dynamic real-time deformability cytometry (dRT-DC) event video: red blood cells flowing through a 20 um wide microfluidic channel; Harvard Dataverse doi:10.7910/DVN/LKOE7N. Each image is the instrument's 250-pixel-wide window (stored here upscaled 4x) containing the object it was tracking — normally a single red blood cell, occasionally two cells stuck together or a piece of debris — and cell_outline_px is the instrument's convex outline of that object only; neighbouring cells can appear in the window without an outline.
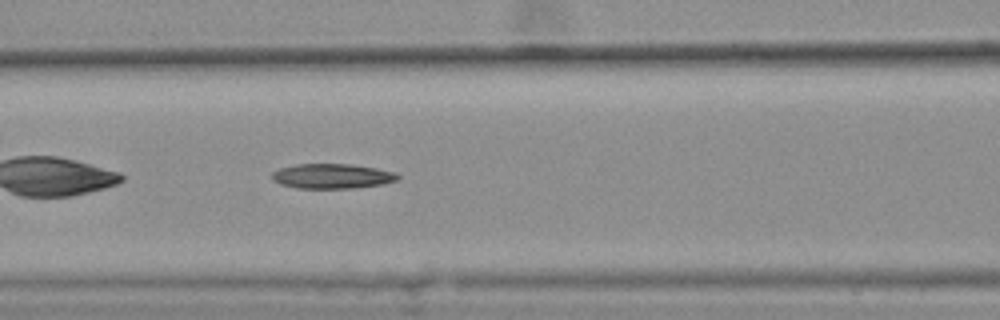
{"species": "common noctule bat (a hibernating species)", "species_latin": "Nyctalus noctula", "temperature_condition": "warm", "stored_images_in_passage": 29, "camera_frame_rate_fps": 3000, "um_per_image_px": 0.085, "animal": {"sex": "female", "body_mass_g": 25.1}, "frame": {"image": 1, "passage_image": 9, "time_ms": 2.667, "image_size_px": [1000, 320], "cell_outline_px": [[400, 176], [396, 180], [384, 184], [356, 188], [296, 188], [280, 184], [272, 180], [272, 172], [280, 168], [296, 164], [352, 164], [376, 168], [396, 172]], "centroid_in_image_um": [28.24, 14.97], "position_along_channel_um": 138.4, "area_um2": 18.32}, "authors_computed_cell_mechanics": {"area_um2": 18.1492, "velocity_mm_per_s": 3.6241, "shape_relaxation_time_tau1_ms": 10.4817, "shape_relaxation_time_tau2_ms": null, "deformation_change_tau1": 0.1816, "deformation_change_tau2": null}}